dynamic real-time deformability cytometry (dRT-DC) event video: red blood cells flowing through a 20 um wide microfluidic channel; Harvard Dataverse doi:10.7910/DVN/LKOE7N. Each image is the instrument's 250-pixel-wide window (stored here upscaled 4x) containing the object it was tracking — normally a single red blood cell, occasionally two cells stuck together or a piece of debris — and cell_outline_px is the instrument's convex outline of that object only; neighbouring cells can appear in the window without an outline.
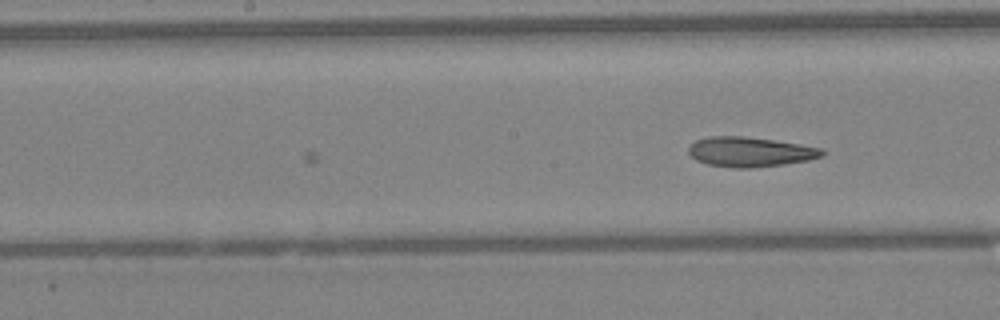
{"species": "Egyptian fruit bat (a non-hibernating species)", "species_latin": "Rousettus aegyptiacus", "temperature_condition": "warm", "stored_images_in_passage": 24, "camera_frame_rate_fps": 3000, "um_per_image_px": 0.085, "animal": {"sex": "female"}, "frame": {"image": 1, "passage_image": 24, "time_ms": 7.667, "image_size_px": [1000, 320], "cell_outline_px": [[824, 156], [808, 160], [784, 164], [752, 168], [732, 168], [708, 164], [696, 160], [688, 152], [688, 148], [696, 140], [708, 136], [744, 136], [800, 144], [820, 148], [824, 152]], "centroid_in_image_um": [63.74, 12.91], "position_along_channel_um": 184.5, "area_um2": 23.12}}